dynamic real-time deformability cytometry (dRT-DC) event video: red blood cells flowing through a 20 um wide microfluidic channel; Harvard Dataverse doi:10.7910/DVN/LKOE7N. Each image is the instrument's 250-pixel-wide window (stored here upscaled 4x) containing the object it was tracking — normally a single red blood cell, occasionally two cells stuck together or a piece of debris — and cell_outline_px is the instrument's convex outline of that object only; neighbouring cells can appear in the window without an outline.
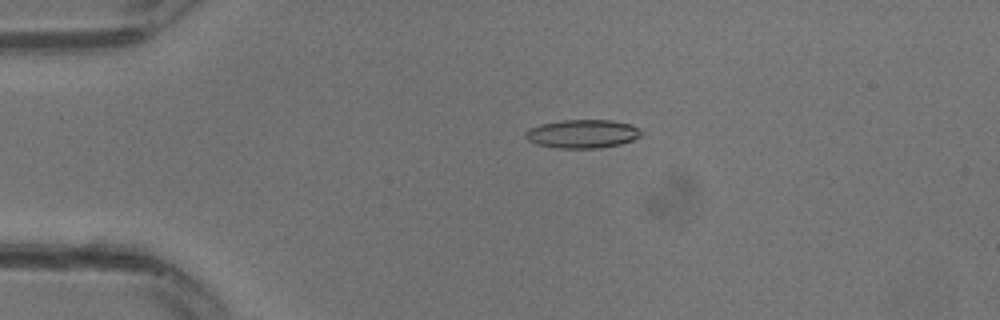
{"species": "common noctule bat (a hibernating species)", "species_latin": "Nyctalus noctula", "temperature_condition": "warm", "stored_images_in_passage": 29, "camera_frame_rate_fps": 3000, "um_per_image_px": 0.085, "animal": {"sex": "male", "body_mass_g": 13.3}, "frame": {"image": 1, "passage_image": 5, "time_ms": 1.333, "image_size_px": [1000, 320], "cell_outline_px": [[644, 132], [640, 136], [632, 140], [620, 144], [600, 148], [556, 148], [536, 144], [528, 140], [524, 136], [524, 132], [528, 128], [540, 124], [560, 120], [612, 120], [632, 124], [640, 128]], "centroid_in_image_um": [49.51, 11.37], "position_along_channel_um": 35.5, "area_um2": 19.54}}
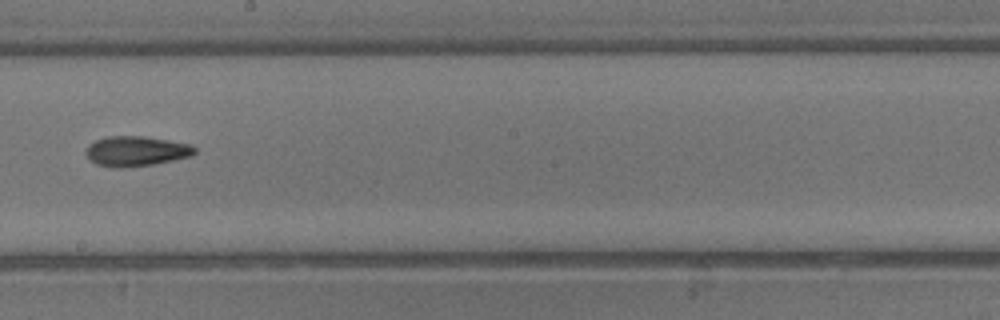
{"frame": {"image": 2, "passage_image": 16, "time_ms": 5.0, "image_size_px": [1000, 320], "cell_outline_px": [[196, 152], [192, 156], [152, 164], [124, 168], [116, 168], [96, 164], [88, 160], [84, 152], [88, 144], [96, 140], [108, 136], [144, 136], [192, 144], [196, 148]], "centroid_in_image_um": [11.54, 12.85], "position_along_channel_um": 236.7, "area_um2": 19.25}}
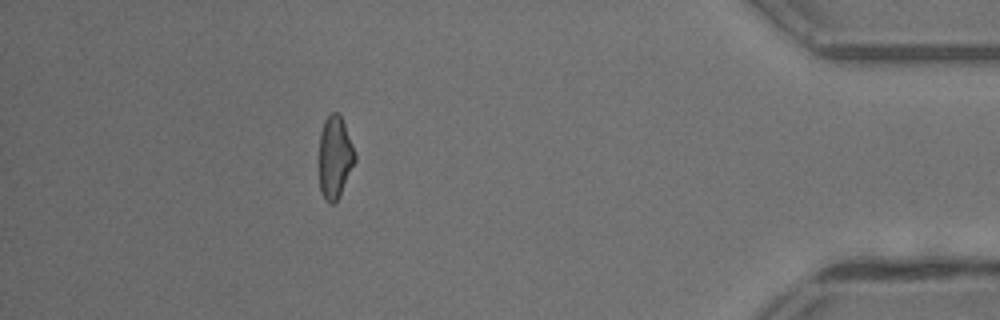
{"frame": {"image": 3, "passage_image": 26, "time_ms": 8.333, "image_size_px": [1000, 320], "cell_outline_px": [[356, 160], [340, 196], [332, 204], [328, 204], [324, 200], [320, 192], [320, 132], [324, 120], [332, 112], [336, 112], [340, 116], [344, 124], [356, 156]], "centroid_in_image_um": [28.46, 13.41], "position_along_channel_um": 406.7, "area_um2": 17.05}}